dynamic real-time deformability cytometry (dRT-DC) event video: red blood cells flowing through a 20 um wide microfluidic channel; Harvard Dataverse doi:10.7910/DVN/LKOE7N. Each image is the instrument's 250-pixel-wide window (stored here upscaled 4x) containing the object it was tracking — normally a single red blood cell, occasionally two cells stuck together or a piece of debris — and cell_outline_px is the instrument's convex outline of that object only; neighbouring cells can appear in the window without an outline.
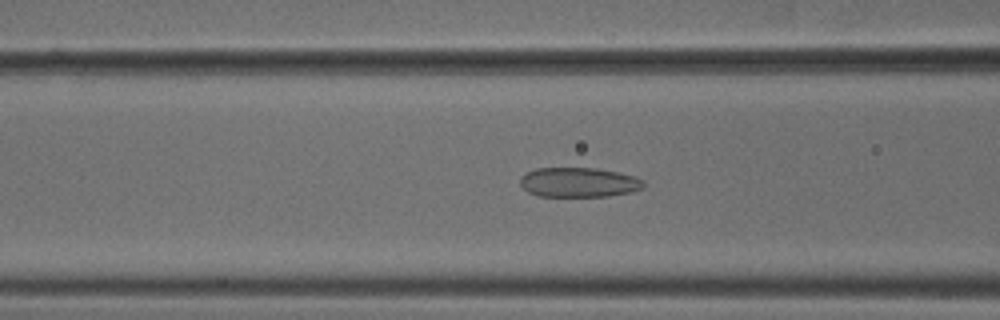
{"species": "common noctule bat (a hibernating species)", "species_latin": "Nyctalus noctula", "temperature_condition": "cold", "stored_images_in_passage": 45, "camera_frame_rate_fps": 3000, "um_per_image_px": 0.085, "animal": {"sex": "male", "body_mass_g": 18.8}, "frame": {"image": 1, "passage_image": 12, "time_ms": 3.667, "image_size_px": [1000, 320], "cell_outline_px": [[644, 188], [632, 192], [608, 196], [540, 196], [528, 192], [520, 184], [520, 176], [536, 168], [596, 168], [616, 172], [632, 176], [644, 180]], "centroid_in_image_um": [49.2, 15.5], "position_along_channel_um": 117.4, "area_um2": 21.27}}
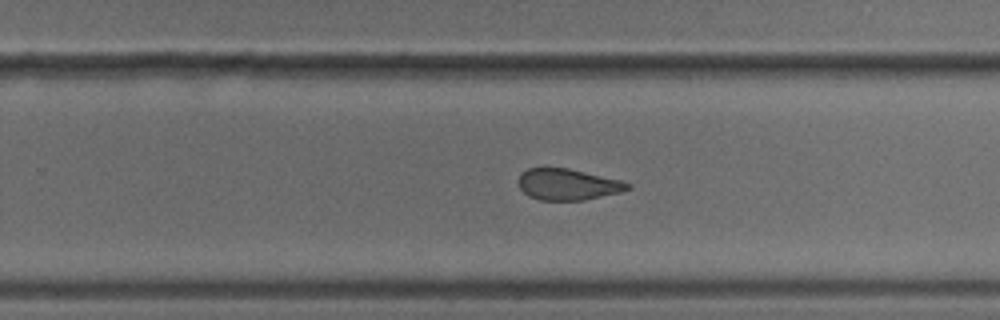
{"frame": {"image": 2, "passage_image": 25, "time_ms": 8.0, "image_size_px": [1000, 320], "cell_outline_px": [[632, 188], [620, 192], [584, 200], [540, 200], [528, 196], [520, 188], [520, 172], [528, 168], [568, 168], [620, 180], [632, 184]], "centroid_in_image_um": [48.27, 15.68], "position_along_channel_um": 281.5, "area_um2": 19.77}}
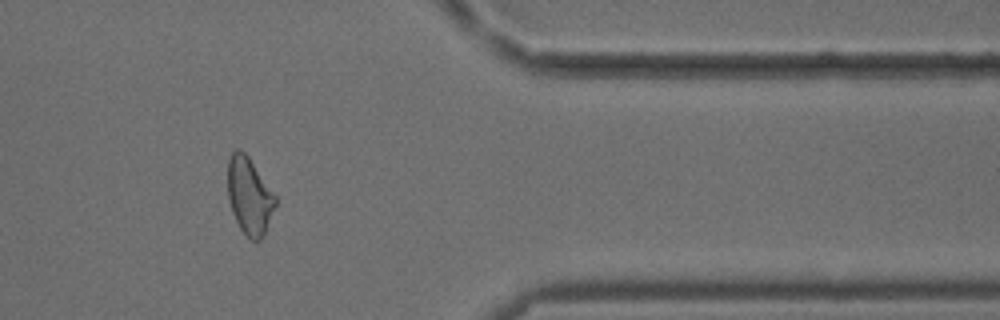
{"frame": {"image": 3, "passage_image": 35, "time_ms": 11.333, "image_size_px": [1000, 320], "cell_outline_px": [[276, 204], [264, 232], [260, 240], [252, 240], [240, 228], [232, 212], [228, 196], [228, 160], [232, 152], [236, 148], [240, 148], [248, 156], [276, 196]], "centroid_in_image_um": [21.18, 16.61], "position_along_channel_um": 390.2, "area_um2": 20.98}}